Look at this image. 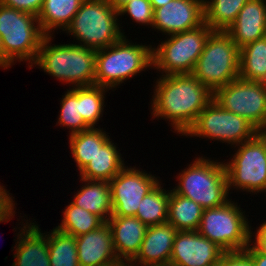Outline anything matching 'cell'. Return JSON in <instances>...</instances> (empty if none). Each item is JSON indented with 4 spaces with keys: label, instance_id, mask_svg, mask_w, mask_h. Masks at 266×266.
Here are the masks:
<instances>
[{
    "label": "cell",
    "instance_id": "cell-18",
    "mask_svg": "<svg viewBox=\"0 0 266 266\" xmlns=\"http://www.w3.org/2000/svg\"><path fill=\"white\" fill-rule=\"evenodd\" d=\"M226 32L239 49L266 37V2L249 0L245 3Z\"/></svg>",
    "mask_w": 266,
    "mask_h": 266
},
{
    "label": "cell",
    "instance_id": "cell-26",
    "mask_svg": "<svg viewBox=\"0 0 266 266\" xmlns=\"http://www.w3.org/2000/svg\"><path fill=\"white\" fill-rule=\"evenodd\" d=\"M71 153L79 171H81L97 153L109 138L106 132L91 127L88 130L70 135L69 138Z\"/></svg>",
    "mask_w": 266,
    "mask_h": 266
},
{
    "label": "cell",
    "instance_id": "cell-29",
    "mask_svg": "<svg viewBox=\"0 0 266 266\" xmlns=\"http://www.w3.org/2000/svg\"><path fill=\"white\" fill-rule=\"evenodd\" d=\"M48 245L51 266H79L76 237L53 228Z\"/></svg>",
    "mask_w": 266,
    "mask_h": 266
},
{
    "label": "cell",
    "instance_id": "cell-43",
    "mask_svg": "<svg viewBox=\"0 0 266 266\" xmlns=\"http://www.w3.org/2000/svg\"><path fill=\"white\" fill-rule=\"evenodd\" d=\"M260 133L266 139V126L260 131Z\"/></svg>",
    "mask_w": 266,
    "mask_h": 266
},
{
    "label": "cell",
    "instance_id": "cell-1",
    "mask_svg": "<svg viewBox=\"0 0 266 266\" xmlns=\"http://www.w3.org/2000/svg\"><path fill=\"white\" fill-rule=\"evenodd\" d=\"M157 83L152 114L170 120L175 131L185 135L213 100V93L192 74L162 75Z\"/></svg>",
    "mask_w": 266,
    "mask_h": 266
},
{
    "label": "cell",
    "instance_id": "cell-36",
    "mask_svg": "<svg viewBox=\"0 0 266 266\" xmlns=\"http://www.w3.org/2000/svg\"><path fill=\"white\" fill-rule=\"evenodd\" d=\"M8 191L0 186V223L3 221H8L14 214L13 209L15 204L13 203L12 197H10ZM11 216V217H10Z\"/></svg>",
    "mask_w": 266,
    "mask_h": 266
},
{
    "label": "cell",
    "instance_id": "cell-23",
    "mask_svg": "<svg viewBox=\"0 0 266 266\" xmlns=\"http://www.w3.org/2000/svg\"><path fill=\"white\" fill-rule=\"evenodd\" d=\"M84 0H43L37 16L38 23L45 35H51L57 27L66 30ZM50 33V34H49Z\"/></svg>",
    "mask_w": 266,
    "mask_h": 266
},
{
    "label": "cell",
    "instance_id": "cell-2",
    "mask_svg": "<svg viewBox=\"0 0 266 266\" xmlns=\"http://www.w3.org/2000/svg\"><path fill=\"white\" fill-rule=\"evenodd\" d=\"M51 39L50 35L44 36L33 64L75 87L95 85L97 50L80 44L49 46Z\"/></svg>",
    "mask_w": 266,
    "mask_h": 266
},
{
    "label": "cell",
    "instance_id": "cell-22",
    "mask_svg": "<svg viewBox=\"0 0 266 266\" xmlns=\"http://www.w3.org/2000/svg\"><path fill=\"white\" fill-rule=\"evenodd\" d=\"M109 138L80 171L81 179L104 180L113 179L125 166L121 154Z\"/></svg>",
    "mask_w": 266,
    "mask_h": 266
},
{
    "label": "cell",
    "instance_id": "cell-3",
    "mask_svg": "<svg viewBox=\"0 0 266 266\" xmlns=\"http://www.w3.org/2000/svg\"><path fill=\"white\" fill-rule=\"evenodd\" d=\"M151 48V46L131 44L123 36L109 47L97 50L95 85L105 87L106 90L112 89L152 66Z\"/></svg>",
    "mask_w": 266,
    "mask_h": 266
},
{
    "label": "cell",
    "instance_id": "cell-19",
    "mask_svg": "<svg viewBox=\"0 0 266 266\" xmlns=\"http://www.w3.org/2000/svg\"><path fill=\"white\" fill-rule=\"evenodd\" d=\"M107 222L117 258L131 261L140 250L148 226L136 216H111Z\"/></svg>",
    "mask_w": 266,
    "mask_h": 266
},
{
    "label": "cell",
    "instance_id": "cell-15",
    "mask_svg": "<svg viewBox=\"0 0 266 266\" xmlns=\"http://www.w3.org/2000/svg\"><path fill=\"white\" fill-rule=\"evenodd\" d=\"M204 23V0H171L154 10L152 27L170 36Z\"/></svg>",
    "mask_w": 266,
    "mask_h": 266
},
{
    "label": "cell",
    "instance_id": "cell-39",
    "mask_svg": "<svg viewBox=\"0 0 266 266\" xmlns=\"http://www.w3.org/2000/svg\"><path fill=\"white\" fill-rule=\"evenodd\" d=\"M11 63H13L6 55L2 47V42L0 39V66L4 68H8L11 66Z\"/></svg>",
    "mask_w": 266,
    "mask_h": 266
},
{
    "label": "cell",
    "instance_id": "cell-12",
    "mask_svg": "<svg viewBox=\"0 0 266 266\" xmlns=\"http://www.w3.org/2000/svg\"><path fill=\"white\" fill-rule=\"evenodd\" d=\"M213 99L223 109L242 116L259 132L266 126V83L237 78L218 88Z\"/></svg>",
    "mask_w": 266,
    "mask_h": 266
},
{
    "label": "cell",
    "instance_id": "cell-38",
    "mask_svg": "<svg viewBox=\"0 0 266 266\" xmlns=\"http://www.w3.org/2000/svg\"><path fill=\"white\" fill-rule=\"evenodd\" d=\"M245 251L252 257L254 266H266V255L261 254L254 246L249 244Z\"/></svg>",
    "mask_w": 266,
    "mask_h": 266
},
{
    "label": "cell",
    "instance_id": "cell-25",
    "mask_svg": "<svg viewBox=\"0 0 266 266\" xmlns=\"http://www.w3.org/2000/svg\"><path fill=\"white\" fill-rule=\"evenodd\" d=\"M239 78L266 83V37L240 49Z\"/></svg>",
    "mask_w": 266,
    "mask_h": 266
},
{
    "label": "cell",
    "instance_id": "cell-10",
    "mask_svg": "<svg viewBox=\"0 0 266 266\" xmlns=\"http://www.w3.org/2000/svg\"><path fill=\"white\" fill-rule=\"evenodd\" d=\"M240 145L232 160L224 163L228 191L236 186L252 193L266 192V139L259 132Z\"/></svg>",
    "mask_w": 266,
    "mask_h": 266
},
{
    "label": "cell",
    "instance_id": "cell-41",
    "mask_svg": "<svg viewBox=\"0 0 266 266\" xmlns=\"http://www.w3.org/2000/svg\"><path fill=\"white\" fill-rule=\"evenodd\" d=\"M152 8L155 10L157 8H160L164 5H166L167 3H169L171 0H149Z\"/></svg>",
    "mask_w": 266,
    "mask_h": 266
},
{
    "label": "cell",
    "instance_id": "cell-35",
    "mask_svg": "<svg viewBox=\"0 0 266 266\" xmlns=\"http://www.w3.org/2000/svg\"><path fill=\"white\" fill-rule=\"evenodd\" d=\"M0 3L6 7L38 16L43 0H0Z\"/></svg>",
    "mask_w": 266,
    "mask_h": 266
},
{
    "label": "cell",
    "instance_id": "cell-28",
    "mask_svg": "<svg viewBox=\"0 0 266 266\" xmlns=\"http://www.w3.org/2000/svg\"><path fill=\"white\" fill-rule=\"evenodd\" d=\"M162 189L158 183L141 200L140 206L136 212V217L145 225H159L167 222L168 203L170 192Z\"/></svg>",
    "mask_w": 266,
    "mask_h": 266
},
{
    "label": "cell",
    "instance_id": "cell-7",
    "mask_svg": "<svg viewBox=\"0 0 266 266\" xmlns=\"http://www.w3.org/2000/svg\"><path fill=\"white\" fill-rule=\"evenodd\" d=\"M38 22L37 16L0 3V39L5 55L13 63L14 59L29 61L32 68L45 36Z\"/></svg>",
    "mask_w": 266,
    "mask_h": 266
},
{
    "label": "cell",
    "instance_id": "cell-37",
    "mask_svg": "<svg viewBox=\"0 0 266 266\" xmlns=\"http://www.w3.org/2000/svg\"><path fill=\"white\" fill-rule=\"evenodd\" d=\"M254 247L263 255H266V221L261 224L256 233Z\"/></svg>",
    "mask_w": 266,
    "mask_h": 266
},
{
    "label": "cell",
    "instance_id": "cell-40",
    "mask_svg": "<svg viewBox=\"0 0 266 266\" xmlns=\"http://www.w3.org/2000/svg\"><path fill=\"white\" fill-rule=\"evenodd\" d=\"M107 1L118 12L130 0H107Z\"/></svg>",
    "mask_w": 266,
    "mask_h": 266
},
{
    "label": "cell",
    "instance_id": "cell-31",
    "mask_svg": "<svg viewBox=\"0 0 266 266\" xmlns=\"http://www.w3.org/2000/svg\"><path fill=\"white\" fill-rule=\"evenodd\" d=\"M63 97L58 123L67 128L71 127L70 135L90 129L80 114V87L73 86Z\"/></svg>",
    "mask_w": 266,
    "mask_h": 266
},
{
    "label": "cell",
    "instance_id": "cell-27",
    "mask_svg": "<svg viewBox=\"0 0 266 266\" xmlns=\"http://www.w3.org/2000/svg\"><path fill=\"white\" fill-rule=\"evenodd\" d=\"M249 0H204V21L213 31H226Z\"/></svg>",
    "mask_w": 266,
    "mask_h": 266
},
{
    "label": "cell",
    "instance_id": "cell-8",
    "mask_svg": "<svg viewBox=\"0 0 266 266\" xmlns=\"http://www.w3.org/2000/svg\"><path fill=\"white\" fill-rule=\"evenodd\" d=\"M213 30L203 25L173 34L156 48H152L153 66L166 75L192 74L206 41Z\"/></svg>",
    "mask_w": 266,
    "mask_h": 266
},
{
    "label": "cell",
    "instance_id": "cell-14",
    "mask_svg": "<svg viewBox=\"0 0 266 266\" xmlns=\"http://www.w3.org/2000/svg\"><path fill=\"white\" fill-rule=\"evenodd\" d=\"M225 251L198 231H178L170 256V266H217Z\"/></svg>",
    "mask_w": 266,
    "mask_h": 266
},
{
    "label": "cell",
    "instance_id": "cell-6",
    "mask_svg": "<svg viewBox=\"0 0 266 266\" xmlns=\"http://www.w3.org/2000/svg\"><path fill=\"white\" fill-rule=\"evenodd\" d=\"M117 16L119 13L107 0H84L64 31L83 42L81 46L104 49L124 36L116 21Z\"/></svg>",
    "mask_w": 266,
    "mask_h": 266
},
{
    "label": "cell",
    "instance_id": "cell-5",
    "mask_svg": "<svg viewBox=\"0 0 266 266\" xmlns=\"http://www.w3.org/2000/svg\"><path fill=\"white\" fill-rule=\"evenodd\" d=\"M240 49L226 31H213L192 75L212 93L239 78Z\"/></svg>",
    "mask_w": 266,
    "mask_h": 266
},
{
    "label": "cell",
    "instance_id": "cell-13",
    "mask_svg": "<svg viewBox=\"0 0 266 266\" xmlns=\"http://www.w3.org/2000/svg\"><path fill=\"white\" fill-rule=\"evenodd\" d=\"M113 214L111 216H135L143 197L159 181L151 174L136 168H123L110 181Z\"/></svg>",
    "mask_w": 266,
    "mask_h": 266
},
{
    "label": "cell",
    "instance_id": "cell-42",
    "mask_svg": "<svg viewBox=\"0 0 266 266\" xmlns=\"http://www.w3.org/2000/svg\"><path fill=\"white\" fill-rule=\"evenodd\" d=\"M130 264V261H127V260H117L116 262L114 263H111L109 265H106V266H131Z\"/></svg>",
    "mask_w": 266,
    "mask_h": 266
},
{
    "label": "cell",
    "instance_id": "cell-30",
    "mask_svg": "<svg viewBox=\"0 0 266 266\" xmlns=\"http://www.w3.org/2000/svg\"><path fill=\"white\" fill-rule=\"evenodd\" d=\"M63 214L62 223L56 228L74 237L95 230L104 223L96 214L86 211L72 202L66 207Z\"/></svg>",
    "mask_w": 266,
    "mask_h": 266
},
{
    "label": "cell",
    "instance_id": "cell-34",
    "mask_svg": "<svg viewBox=\"0 0 266 266\" xmlns=\"http://www.w3.org/2000/svg\"><path fill=\"white\" fill-rule=\"evenodd\" d=\"M217 266H254V263L245 250L228 251L222 254Z\"/></svg>",
    "mask_w": 266,
    "mask_h": 266
},
{
    "label": "cell",
    "instance_id": "cell-9",
    "mask_svg": "<svg viewBox=\"0 0 266 266\" xmlns=\"http://www.w3.org/2000/svg\"><path fill=\"white\" fill-rule=\"evenodd\" d=\"M246 217L231 200L223 205L203 209L198 233L215 242L222 250H245L251 242L252 232Z\"/></svg>",
    "mask_w": 266,
    "mask_h": 266
},
{
    "label": "cell",
    "instance_id": "cell-20",
    "mask_svg": "<svg viewBox=\"0 0 266 266\" xmlns=\"http://www.w3.org/2000/svg\"><path fill=\"white\" fill-rule=\"evenodd\" d=\"M23 228L17 238L19 241L16 242L18 245L16 244V253L13 256L16 258L12 266H51L48 235L41 233L34 222L26 226L24 224Z\"/></svg>",
    "mask_w": 266,
    "mask_h": 266
},
{
    "label": "cell",
    "instance_id": "cell-21",
    "mask_svg": "<svg viewBox=\"0 0 266 266\" xmlns=\"http://www.w3.org/2000/svg\"><path fill=\"white\" fill-rule=\"evenodd\" d=\"M81 181L88 183L74 196L72 203L96 214L104 222H107L113 214L110 182L89 179H82Z\"/></svg>",
    "mask_w": 266,
    "mask_h": 266
},
{
    "label": "cell",
    "instance_id": "cell-16",
    "mask_svg": "<svg viewBox=\"0 0 266 266\" xmlns=\"http://www.w3.org/2000/svg\"><path fill=\"white\" fill-rule=\"evenodd\" d=\"M177 232L168 222L148 226L139 252L130 261L131 266H136L137 261L140 266H168Z\"/></svg>",
    "mask_w": 266,
    "mask_h": 266
},
{
    "label": "cell",
    "instance_id": "cell-24",
    "mask_svg": "<svg viewBox=\"0 0 266 266\" xmlns=\"http://www.w3.org/2000/svg\"><path fill=\"white\" fill-rule=\"evenodd\" d=\"M202 213L199 204L170 190L167 222L177 231H197Z\"/></svg>",
    "mask_w": 266,
    "mask_h": 266
},
{
    "label": "cell",
    "instance_id": "cell-33",
    "mask_svg": "<svg viewBox=\"0 0 266 266\" xmlns=\"http://www.w3.org/2000/svg\"><path fill=\"white\" fill-rule=\"evenodd\" d=\"M119 15L130 14L137 23L151 25L154 20V9L149 0H130L119 11Z\"/></svg>",
    "mask_w": 266,
    "mask_h": 266
},
{
    "label": "cell",
    "instance_id": "cell-17",
    "mask_svg": "<svg viewBox=\"0 0 266 266\" xmlns=\"http://www.w3.org/2000/svg\"><path fill=\"white\" fill-rule=\"evenodd\" d=\"M79 266H106L118 260L108 222L76 237Z\"/></svg>",
    "mask_w": 266,
    "mask_h": 266
},
{
    "label": "cell",
    "instance_id": "cell-4",
    "mask_svg": "<svg viewBox=\"0 0 266 266\" xmlns=\"http://www.w3.org/2000/svg\"><path fill=\"white\" fill-rule=\"evenodd\" d=\"M179 174V185L173 189L176 194L191 199L203 209L223 205L229 199L228 183L223 163L197 158Z\"/></svg>",
    "mask_w": 266,
    "mask_h": 266
},
{
    "label": "cell",
    "instance_id": "cell-32",
    "mask_svg": "<svg viewBox=\"0 0 266 266\" xmlns=\"http://www.w3.org/2000/svg\"><path fill=\"white\" fill-rule=\"evenodd\" d=\"M105 87H80V114L84 121L94 127L103 113Z\"/></svg>",
    "mask_w": 266,
    "mask_h": 266
},
{
    "label": "cell",
    "instance_id": "cell-11",
    "mask_svg": "<svg viewBox=\"0 0 266 266\" xmlns=\"http://www.w3.org/2000/svg\"><path fill=\"white\" fill-rule=\"evenodd\" d=\"M259 131L242 116L223 109L214 99L200 112L196 122L185 133L236 144L253 139Z\"/></svg>",
    "mask_w": 266,
    "mask_h": 266
}]
</instances>
